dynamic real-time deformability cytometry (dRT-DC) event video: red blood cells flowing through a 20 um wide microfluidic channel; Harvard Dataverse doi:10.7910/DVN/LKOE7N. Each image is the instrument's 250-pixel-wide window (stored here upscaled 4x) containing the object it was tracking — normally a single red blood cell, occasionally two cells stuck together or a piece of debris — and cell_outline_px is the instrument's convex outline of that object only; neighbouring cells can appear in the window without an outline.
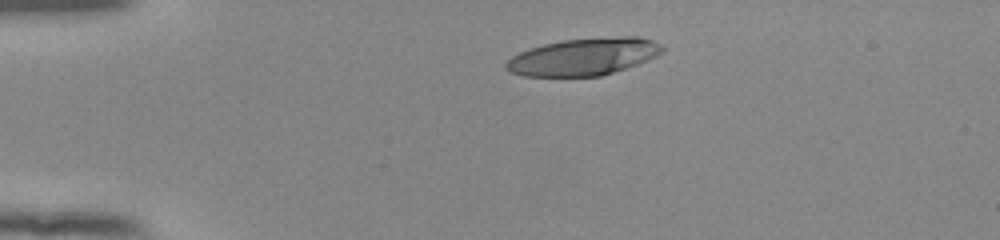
{"species": "human", "species_latin": "Homo sapiens", "temperature_condition": "room temperature", "stored_images_in_passage": 42, "camera_frame_rate_fps": 3000, "um_per_image_px": 0.085, "donor": {"sex": "female"}, "frame": {"image": 1, "passage_image": 1, "time_ms": 0.0, "image_size_px": [1000, 240], "cell_outline_px": [[664, 52], [648, 60], [600, 76], [524, 76], [512, 72], [504, 68], [504, 64], [512, 56], [520, 52], [544, 44], [564, 40], [624, 36], [640, 36], [652, 40], [660, 44], [664, 48]], "centroid_in_image_um": [49.62, 4.82], "position_along_channel_um": 35.4, "area_um2": 33.58}}
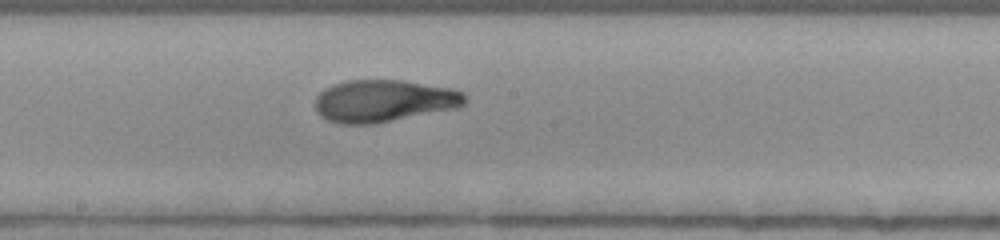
{"frame": {"image": 2, "passage_image": 19, "time_ms": 6.0, "image_size_px": [1000, 240], "cell_outline_px": [[464, 104], [456, 108], [376, 124], [340, 124], [328, 120], [320, 116], [316, 112], [316, 96], [324, 88], [332, 84], [344, 80], [404, 80], [452, 88], [464, 92]], "centroid_in_image_um": [32.59, 8.57], "position_along_channel_um": 215.6, "area_um2": 37.11}}
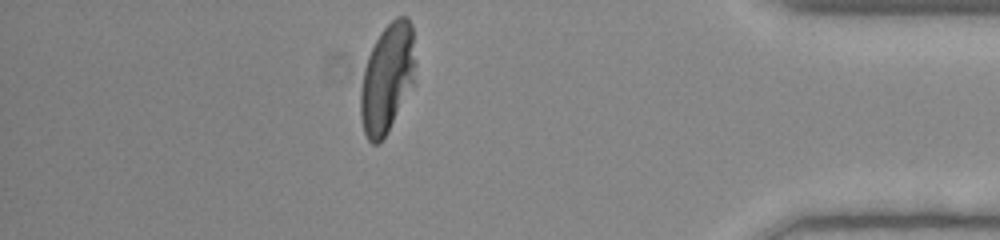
{"frame": {"image": 3, "passage_image": 36, "time_ms": 11.667, "image_size_px": [1000, 240], "cell_outline_px": [[416, 84], [388, 132], [380, 144], [372, 144], [368, 140], [364, 132], [360, 116], [360, 88], [364, 68], [368, 56], [380, 32], [396, 16], [408, 16], [412, 24], [416, 60]], "centroid_in_image_um": [32.96, 6.67], "position_along_channel_um": 402.2, "area_um2": 35.95}, "authors_computed_cell_mechanics": {"area_um2": 35.836, "velocity_mm_per_s": 3.8852, "shape_relaxation_time_tau1_ms": 5.3524, "shape_relaxation_time_tau2_ms": 1.2149, "deformation_change_tau1": 0.2492, "deformation_change_tau2": 0.0672}}